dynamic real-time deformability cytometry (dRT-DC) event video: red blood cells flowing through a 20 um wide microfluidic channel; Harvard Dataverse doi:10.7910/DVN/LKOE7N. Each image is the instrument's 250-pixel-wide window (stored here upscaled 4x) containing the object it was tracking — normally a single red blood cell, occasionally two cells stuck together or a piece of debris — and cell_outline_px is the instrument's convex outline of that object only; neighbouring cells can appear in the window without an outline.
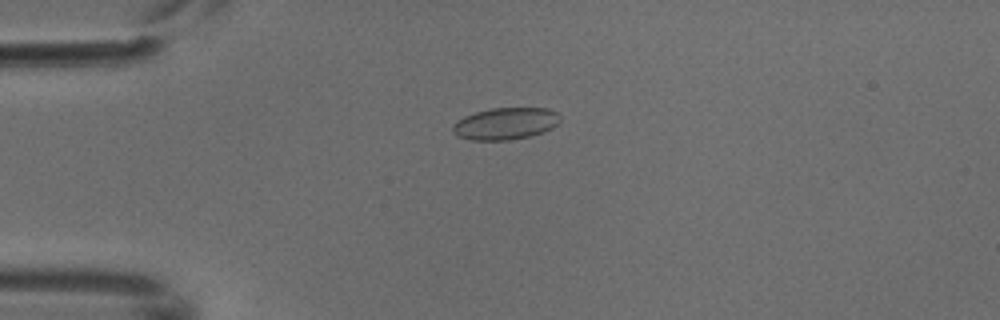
{"species": "common noctule bat (a hibernating species)", "species_latin": "Nyctalus noctula", "temperature_condition": "cold", "stored_images_in_passage": 2, "camera_frame_rate_fps": 3000, "um_per_image_px": 0.085, "animal": {"sex": "male", "body_mass_g": 18.8}, "frame": {"image": 1, "passage_image": 2, "time_ms": 0.333, "image_size_px": [1000, 320], "cell_outline_px": [[560, 120], [552, 128], [544, 132], [528, 136], [508, 140], [472, 140], [460, 136], [452, 128], [452, 124], [464, 116], [476, 112], [492, 108], [548, 108], [556, 112], [560, 116]], "centroid_in_image_um": [42.99, 10.49], "position_along_channel_um": 42.0, "area_um2": 19.77}}